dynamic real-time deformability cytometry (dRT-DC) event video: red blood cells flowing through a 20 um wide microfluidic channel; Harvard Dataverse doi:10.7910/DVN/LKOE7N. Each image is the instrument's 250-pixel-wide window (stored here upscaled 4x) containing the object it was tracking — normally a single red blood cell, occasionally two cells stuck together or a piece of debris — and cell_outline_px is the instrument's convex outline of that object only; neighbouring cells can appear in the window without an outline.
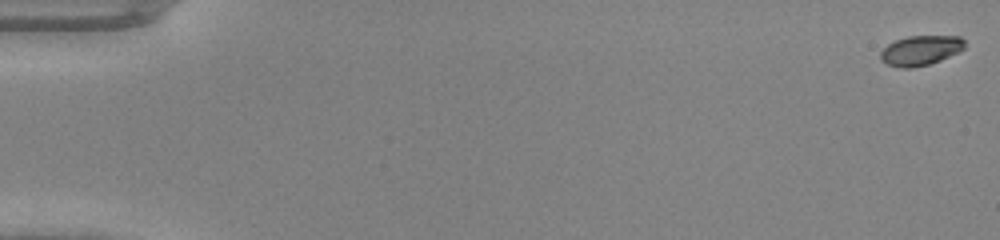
{"species": "common noctule bat (a hibernating species)", "species_latin": "Nyctalus noctula", "temperature_condition": "warm", "stored_images_in_passage": 49, "camera_frame_rate_fps": 3000, "um_per_image_px": 0.085, "animal": {"sex": "male", "body_mass_g": 20.0, "forearm_length_mm": 53.3}, "frame": {"image": 1, "passage_image": 1, "time_ms": 0.0, "image_size_px": [1000, 240], "cell_outline_px": [[964, 48], [940, 60], [928, 64], [912, 68], [900, 68], [888, 64], [880, 60], [880, 52], [888, 44], [896, 40], [908, 36], [960, 36], [964, 40]], "centroid_in_image_um": [78.21, 4.28], "position_along_channel_um": 6.8, "area_um2": 14.45}}
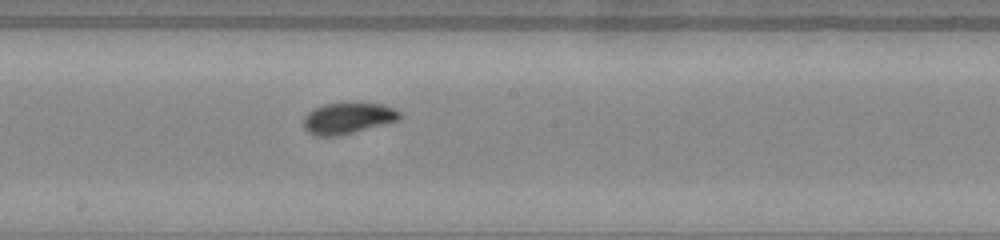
{"frame": {"image": 2, "passage_image": 28, "time_ms": 9.0, "image_size_px": [1000, 240], "cell_outline_px": [[400, 120], [336, 136], [316, 136], [308, 132], [304, 128], [304, 116], [308, 112], [324, 104], [384, 104], [400, 112]], "centroid_in_image_um": [29.55, 10.06], "position_along_channel_um": 218.7, "area_um2": 16.99}}
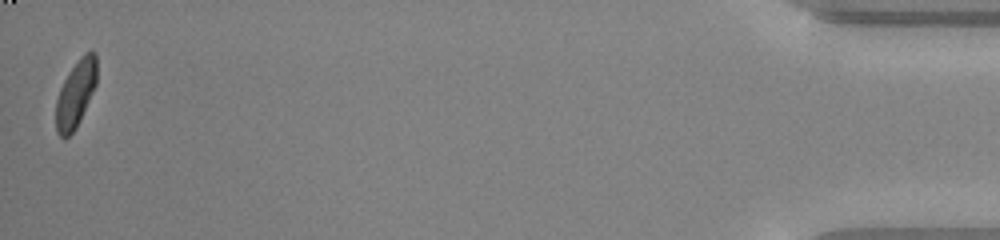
{"frame": {"image": 3, "passage_image": 49, "time_ms": 16.0, "image_size_px": [1000, 240], "cell_outline_px": [[96, 84], [80, 120], [76, 128], [68, 136], [60, 136], [56, 132], [56, 100], [60, 88], [68, 72], [80, 56], [84, 52], [92, 48], [96, 52]], "centroid_in_image_um": [6.44, 7.91], "position_along_channel_um": 428.8, "area_um2": 15.95}}